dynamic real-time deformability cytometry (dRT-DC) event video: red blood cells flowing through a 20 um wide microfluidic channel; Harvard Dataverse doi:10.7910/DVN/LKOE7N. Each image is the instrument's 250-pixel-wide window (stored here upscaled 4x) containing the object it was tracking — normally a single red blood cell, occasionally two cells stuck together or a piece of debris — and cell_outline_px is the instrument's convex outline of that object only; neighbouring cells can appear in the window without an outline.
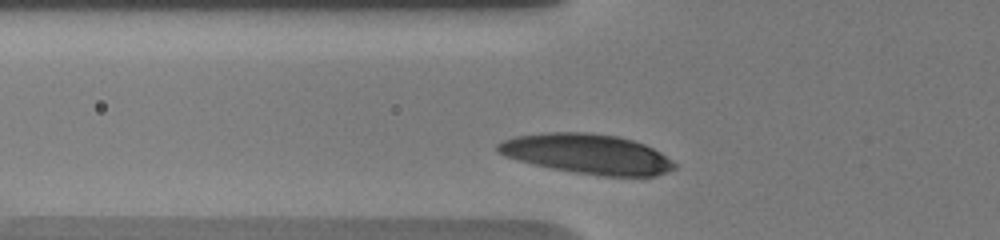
{"species": "human", "species_latin": "Homo sapiens", "temperature_condition": "warm", "stored_images_in_passage": 12, "camera_frame_rate_fps": 3000, "um_per_image_px": 0.085, "donor": {"sex": "male"}, "frame": {"image": 1, "passage_image": 2, "time_ms": 0.333, "image_size_px": [1000, 240], "cell_outline_px": [[676, 168], [656, 176], [600, 176], [552, 168], [504, 156], [496, 152], [496, 144], [504, 140], [516, 136], [548, 132], [584, 132], [616, 136], [632, 140], [644, 144], [660, 152], [676, 164]], "centroid_in_image_um": [49.91, 13.08], "position_along_channel_um": 75.9, "area_um2": 40.69}}
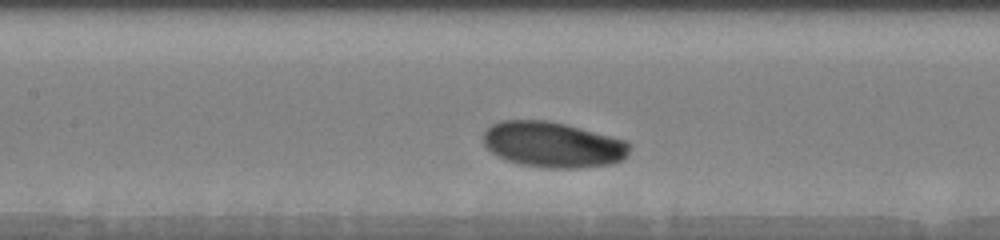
{"frame": {"image": 2, "passage_image": 8, "time_ms": 2.667, "image_size_px": [1000, 240], "cell_outline_px": [[628, 156], [624, 160], [612, 164], [584, 168], [544, 168], [520, 164], [508, 160], [492, 152], [484, 144], [484, 132], [492, 124], [500, 120], [544, 120], [564, 124], [624, 140], [628, 144]], "centroid_in_image_um": [46.99, 12.31], "position_along_channel_um": 160.4, "area_um2": 38.61}}
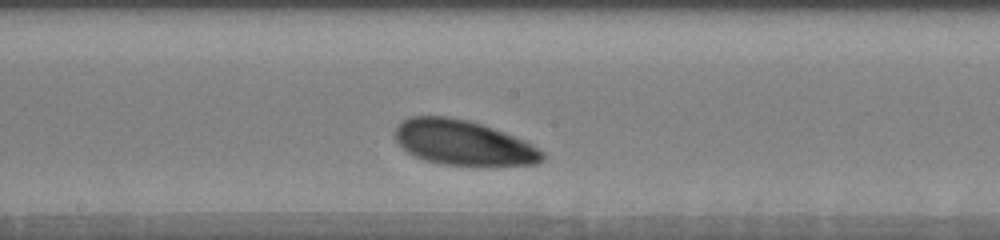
{"frame": {"image": 3, "passage_image": 11, "time_ms": 4.0, "image_size_px": [1000, 240], "cell_outline_px": [[544, 160], [536, 164], [492, 168], [488, 168], [444, 164], [424, 160], [408, 152], [396, 140], [392, 132], [396, 124], [400, 120], [408, 116], [448, 116], [468, 120], [492, 128], [524, 140], [532, 144], [544, 152]], "centroid_in_image_um": [39.38, 12.16], "position_along_channel_um": 208.8, "area_um2": 39.65}}